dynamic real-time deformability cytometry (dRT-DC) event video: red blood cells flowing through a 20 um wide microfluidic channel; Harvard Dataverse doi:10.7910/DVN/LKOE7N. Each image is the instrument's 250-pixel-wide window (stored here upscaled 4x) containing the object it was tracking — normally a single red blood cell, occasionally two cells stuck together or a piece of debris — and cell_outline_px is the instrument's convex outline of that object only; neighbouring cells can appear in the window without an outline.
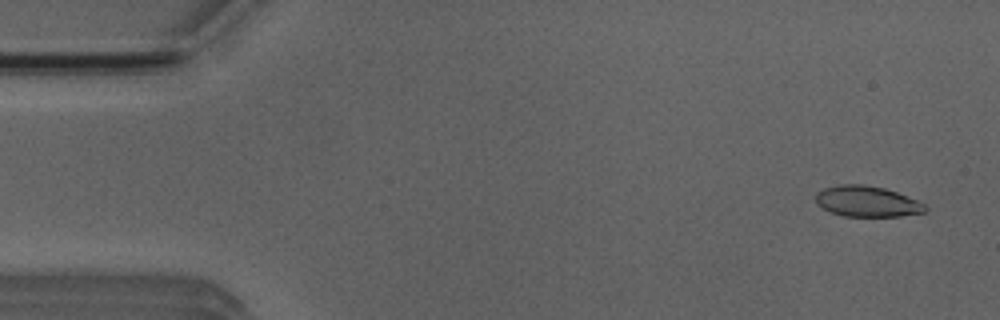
{"species": "Egyptian fruit bat (a non-hibernating species)", "species_latin": "Rousettus aegyptiacus", "temperature_condition": "room temperature", "stored_images_in_passage": 4, "camera_frame_rate_fps": 3000, "um_per_image_px": 0.085, "animal": {"sex": "male"}, "frame": {"image": 1, "passage_image": 1, "time_ms": 0.0, "image_size_px": [1000, 320], "cell_outline_px": [[928, 208], [924, 212], [900, 216], [844, 216], [832, 212], [816, 204], [816, 192], [824, 188], [840, 184], [864, 184], [884, 188], [920, 200]], "centroid_in_image_um": [73.71, 17.11], "position_along_channel_um": 11.3, "area_um2": 19.65}}